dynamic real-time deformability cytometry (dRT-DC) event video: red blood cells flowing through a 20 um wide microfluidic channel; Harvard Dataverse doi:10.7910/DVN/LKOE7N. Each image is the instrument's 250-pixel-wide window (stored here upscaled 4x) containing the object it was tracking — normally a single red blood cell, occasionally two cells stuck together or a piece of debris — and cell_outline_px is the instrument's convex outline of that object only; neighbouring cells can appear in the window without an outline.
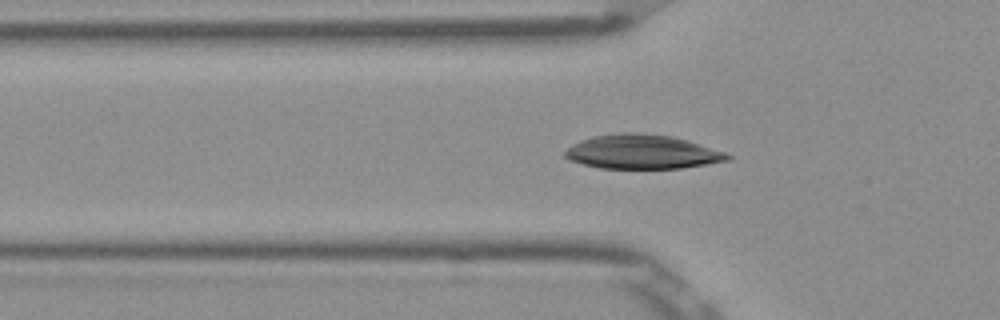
{"species": "Egyptian fruit bat (a non-hibernating species)", "species_latin": "Rousettus aegyptiacus", "temperature_condition": "room temperature", "stored_images_in_passage": 35, "camera_frame_rate_fps": 3000, "um_per_image_px": 0.085, "frame": {"image": 1, "passage_image": 7, "time_ms": 2.0, "image_size_px": [1000, 320], "cell_outline_px": [[732, 160], [680, 168], [600, 168], [568, 160], [564, 156], [564, 152], [572, 144], [580, 140], [592, 136], [620, 132], [636, 132], [672, 136], [688, 140], [724, 152], [732, 156]], "centroid_in_image_um": [54.57, 12.9], "position_along_channel_um": 71.2, "area_um2": 32.43}}
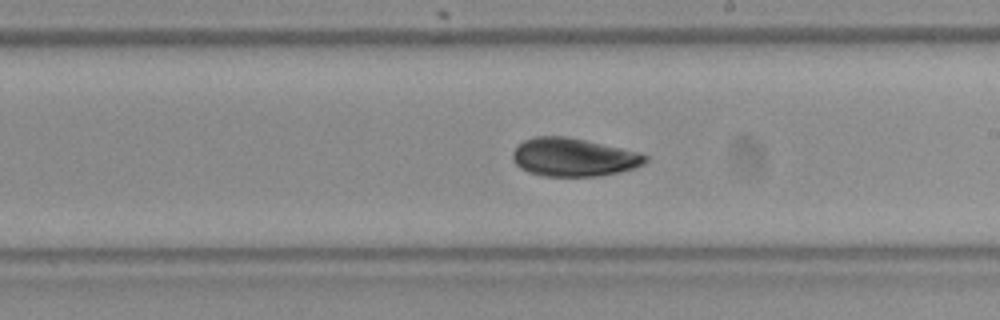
{"frame": {"image": 2, "passage_image": 20, "time_ms": 6.333, "image_size_px": [1000, 320], "cell_outline_px": [[648, 160], [644, 164], [620, 172], [600, 176], [544, 176], [528, 172], [520, 168], [512, 160], [512, 152], [524, 140], [532, 136], [568, 136], [640, 152], [648, 156]], "centroid_in_image_um": [48.75, 13.36], "position_along_channel_um": 240.2, "area_um2": 29.77}}
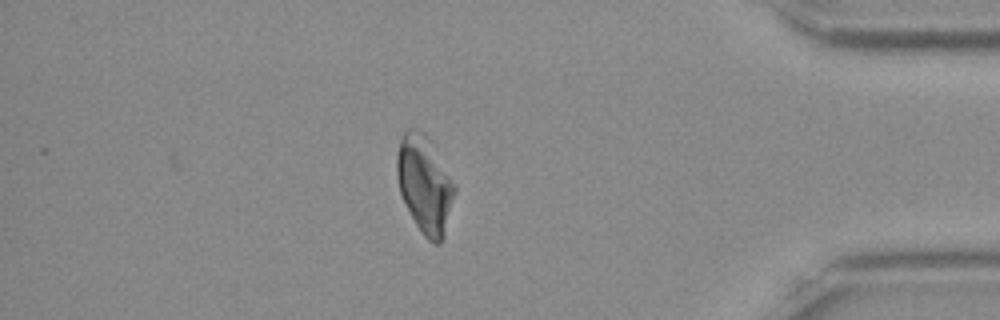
{"frame": {"image": 3, "passage_image": 35, "time_ms": 11.333, "image_size_px": [1000, 320], "cell_outline_px": [[456, 192], [444, 236], [440, 244], [432, 244], [424, 236], [416, 224], [400, 192], [396, 172], [396, 156], [400, 140], [404, 132], [408, 128], [416, 128], [424, 132], [432, 140], [456, 184]], "centroid_in_image_um": [36.13, 15.63], "position_along_channel_um": 399.1, "area_um2": 33.23}}